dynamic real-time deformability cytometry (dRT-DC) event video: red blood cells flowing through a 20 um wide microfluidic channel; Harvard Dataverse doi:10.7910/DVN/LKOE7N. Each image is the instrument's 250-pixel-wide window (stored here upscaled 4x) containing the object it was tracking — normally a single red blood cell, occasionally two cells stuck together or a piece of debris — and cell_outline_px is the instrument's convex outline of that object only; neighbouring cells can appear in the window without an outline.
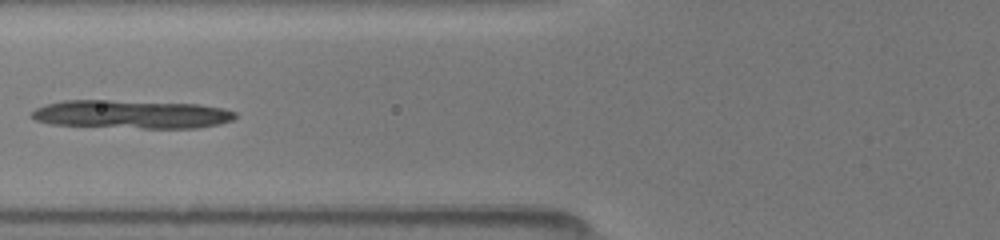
{"species": "common noctule bat (a hibernating species)", "species_latin": "Nyctalus noctula", "temperature_condition": "room temperature", "stored_images_in_passage": 18, "camera_frame_rate_fps": 3000, "um_per_image_px": 0.085, "animal": {"sex": "female", "body_mass_g": 19.5, "forearm_length_mm": 54.1}, "frame": {"image": 1, "passage_image": 11, "time_ms": 6.0, "image_size_px": [1000, 240], "cell_outline_px": [[236, 116], [232, 120], [220, 124], [196, 128], [140, 128], [52, 124], [36, 120], [32, 116], [32, 112], [36, 108], [48, 104], [64, 100], [108, 100], [200, 104], [224, 108], [236, 112]], "centroid_in_image_um": [11.23, 9.71], "position_along_channel_um": 114.6, "area_um2": 33.58}}
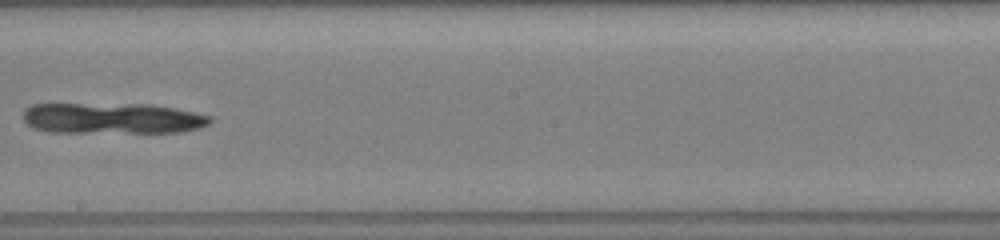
{"frame": {"image": 2, "passage_image": 15, "time_ms": 9.0, "image_size_px": [1000, 240], "cell_outline_px": [[212, 120], [208, 124], [200, 128], [180, 132], [48, 132], [36, 128], [28, 124], [24, 120], [24, 112], [32, 104], [148, 104], [172, 108], [212, 116]], "centroid_in_image_um": [9.57, 10.06], "position_along_channel_um": 238.6, "area_um2": 33.41}}